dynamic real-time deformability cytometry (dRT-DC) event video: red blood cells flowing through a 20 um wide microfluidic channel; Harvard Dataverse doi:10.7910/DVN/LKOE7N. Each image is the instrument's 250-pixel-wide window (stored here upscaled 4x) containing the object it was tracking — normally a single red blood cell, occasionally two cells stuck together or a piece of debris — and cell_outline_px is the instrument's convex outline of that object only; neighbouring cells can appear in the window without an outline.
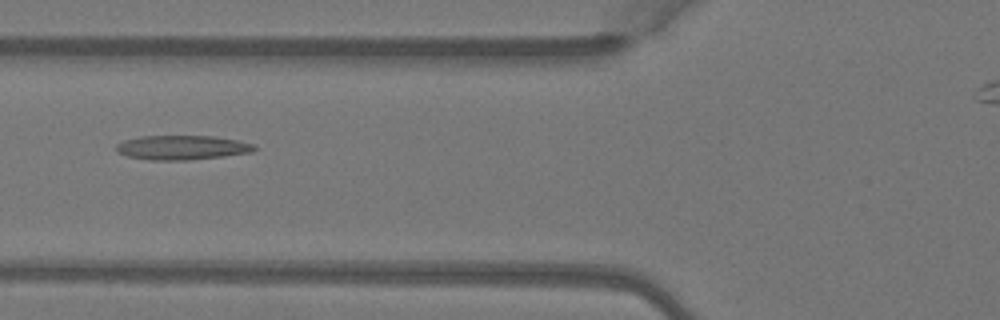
{"species": "Egyptian fruit bat (a non-hibernating species)", "species_latin": "Rousettus aegyptiacus", "temperature_condition": "warm", "stored_images_in_passage": 5, "camera_frame_rate_fps": 3000, "um_per_image_px": 0.085, "animal": {"sex": "female"}, "frame": {"image": 1, "passage_image": 5, "time_ms": 1.333, "image_size_px": [1000, 320], "cell_outline_px": [[256, 148], [252, 152], [224, 156], [188, 160], [148, 160], [128, 156], [116, 152], [116, 144], [124, 140], [140, 136], [212, 136], [236, 140], [256, 144]], "centroid_in_image_um": [15.46, 12.54], "position_along_channel_um": 110.3, "area_um2": 19.65}}